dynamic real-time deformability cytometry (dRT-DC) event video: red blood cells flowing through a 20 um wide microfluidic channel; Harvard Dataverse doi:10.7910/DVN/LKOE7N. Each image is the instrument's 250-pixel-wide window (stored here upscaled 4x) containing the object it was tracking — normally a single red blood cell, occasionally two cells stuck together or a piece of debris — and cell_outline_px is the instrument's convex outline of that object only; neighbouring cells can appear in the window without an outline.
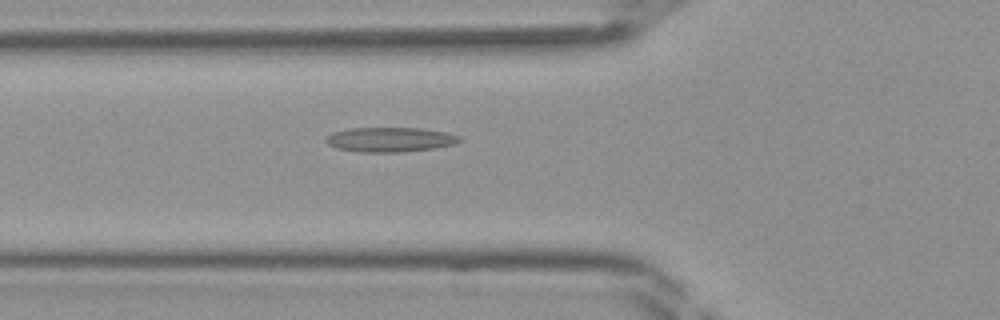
{"species": "Egyptian fruit bat (a non-hibernating species)", "species_latin": "Rousettus aegyptiacus", "temperature_condition": "room temperature", "stored_images_in_passage": 44, "camera_frame_rate_fps": 3000, "um_per_image_px": 0.085, "frame": {"image": 1, "passage_image": 16, "time_ms": 5.0, "image_size_px": [1000, 320], "cell_outline_px": [[464, 140], [456, 144], [436, 148], [404, 152], [360, 152], [336, 148], [328, 144], [324, 140], [332, 132], [348, 128], [420, 128], [448, 132], [460, 136]], "centroid_in_image_um": [33.2, 11.86], "position_along_channel_um": 92.6, "area_um2": 19.48}}
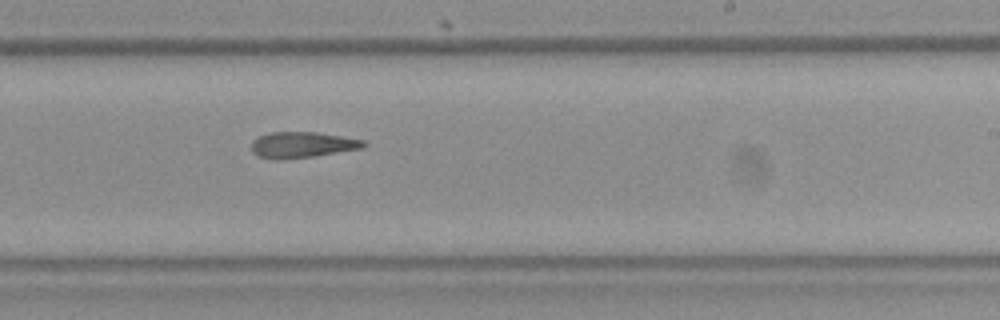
{"frame": {"image": 2, "passage_image": 27, "time_ms": 8.667, "image_size_px": [1000, 320], "cell_outline_px": [[368, 144], [364, 148], [312, 156], [280, 160], [272, 160], [256, 156], [252, 152], [252, 140], [260, 136], [272, 132], [316, 132], [364, 140]], "centroid_in_image_um": [25.66, 12.32], "position_along_channel_um": 263.3, "area_um2": 16.99}}
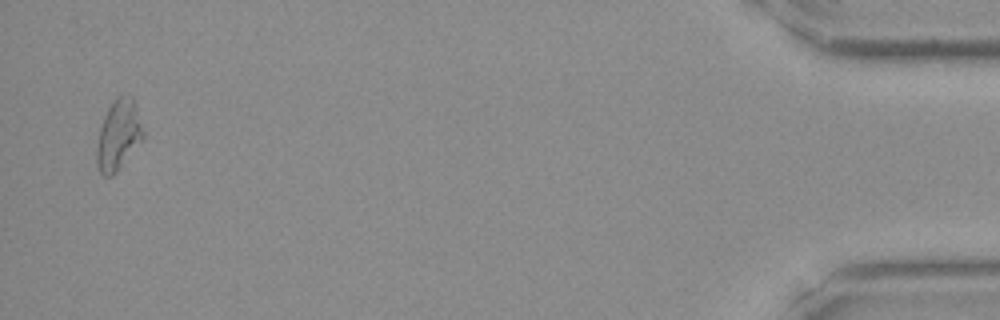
{"frame": {"image": 3, "passage_image": 43, "time_ms": 14.0, "image_size_px": [1000, 320], "cell_outline_px": [[144, 136], [116, 172], [112, 176], [104, 176], [100, 172], [96, 164], [96, 148], [100, 128], [104, 116], [108, 108], [116, 96], [132, 96], [136, 104], [144, 128]], "centroid_in_image_um": [10.06, 11.45], "position_along_channel_um": 425.1, "area_um2": 18.9}}